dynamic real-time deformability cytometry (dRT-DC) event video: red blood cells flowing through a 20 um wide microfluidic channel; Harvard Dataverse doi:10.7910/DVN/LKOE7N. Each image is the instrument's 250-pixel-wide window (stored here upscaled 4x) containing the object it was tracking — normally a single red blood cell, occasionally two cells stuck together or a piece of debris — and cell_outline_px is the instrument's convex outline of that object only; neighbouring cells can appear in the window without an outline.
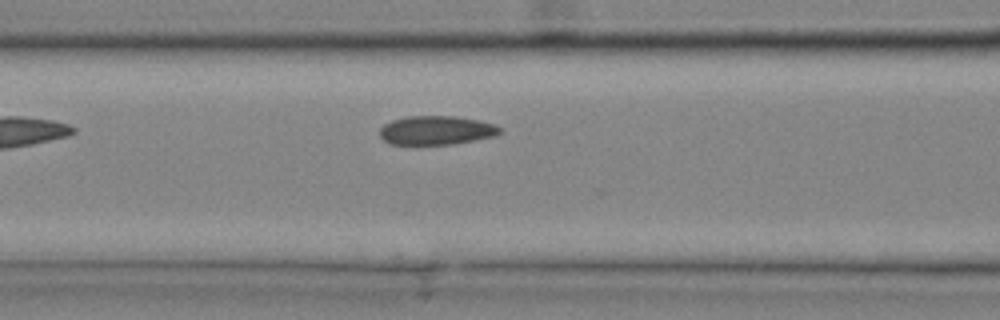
{"species": "common noctule bat (a hibernating species)", "species_latin": "Nyctalus noctula", "temperature_condition": "cold", "stored_images_in_passage": 6, "camera_frame_rate_fps": 3000, "um_per_image_px": 0.085, "animal": {"sex": "male", "body_mass_g": 20.4}, "frame": {"image": 1, "passage_image": 5, "time_ms": 1.333, "image_size_px": [1000, 320], "cell_outline_px": [[504, 132], [492, 136], [476, 140], [452, 144], [388, 144], [380, 136], [380, 128], [384, 124], [392, 120], [408, 116], [456, 116], [480, 120], [492, 124], [500, 128]], "centroid_in_image_um": [37.08, 11.07], "position_along_channel_um": 129.5, "area_um2": 20.23}}